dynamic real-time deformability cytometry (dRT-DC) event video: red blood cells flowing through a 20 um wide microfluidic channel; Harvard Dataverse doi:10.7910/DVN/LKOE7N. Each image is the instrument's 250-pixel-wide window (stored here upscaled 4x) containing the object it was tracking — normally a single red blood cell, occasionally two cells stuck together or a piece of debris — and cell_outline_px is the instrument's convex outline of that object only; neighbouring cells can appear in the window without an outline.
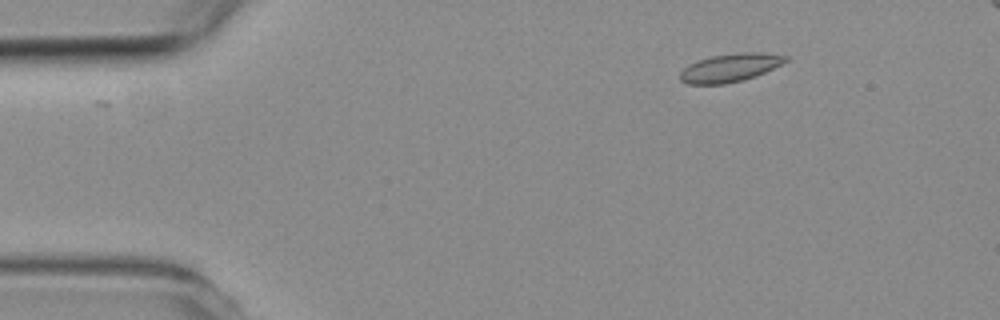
{"species": "common noctule bat (a hibernating species)", "species_latin": "Nyctalus noctula", "temperature_condition": "room temperature", "stored_images_in_passage": 3, "camera_frame_rate_fps": 3000, "um_per_image_px": 0.085, "animal": {"sex": "female", "body_mass_g": 19.3, "forearm_length_mm": 54.1}, "frame": {"image": 1, "passage_image": 1, "time_ms": 0.0, "image_size_px": [1000, 320], "cell_outline_px": [[788, 60], [756, 76], [744, 80], [724, 84], [688, 84], [680, 80], [680, 72], [684, 68], [700, 60], [712, 56], [744, 52], [764, 52], [788, 56]], "centroid_in_image_um": [62.08, 5.76], "position_along_channel_um": 22.9, "area_um2": 17.11}}